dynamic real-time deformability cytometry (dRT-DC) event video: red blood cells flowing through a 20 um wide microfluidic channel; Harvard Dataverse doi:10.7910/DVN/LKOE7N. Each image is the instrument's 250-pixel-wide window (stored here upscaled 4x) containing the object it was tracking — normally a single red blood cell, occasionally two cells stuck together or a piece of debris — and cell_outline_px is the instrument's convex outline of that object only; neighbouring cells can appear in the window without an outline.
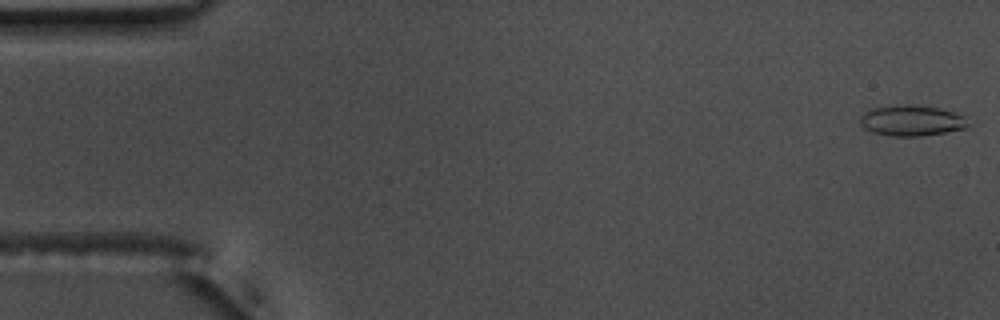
{"species": "common noctule bat (a hibernating species)", "species_latin": "Nyctalus noctula", "temperature_condition": "warm", "stored_images_in_passage": 55, "camera_frame_rate_fps": 3000, "um_per_image_px": 0.085, "animal": {"sex": "male", "body_mass_g": 17.5, "forearm_length_mm": 52.3}, "frame": {"image": 1, "passage_image": 1, "time_ms": 0.0, "image_size_px": [1000, 320], "cell_outline_px": [[968, 128], [920, 136], [892, 136], [872, 132], [864, 128], [860, 124], [860, 116], [864, 112], [872, 108], [904, 104], [912, 104], [936, 108], [952, 112], [964, 116], [968, 124]], "centroid_in_image_um": [77.45, 10.25], "position_along_channel_um": 7.6, "area_um2": 19.19}}
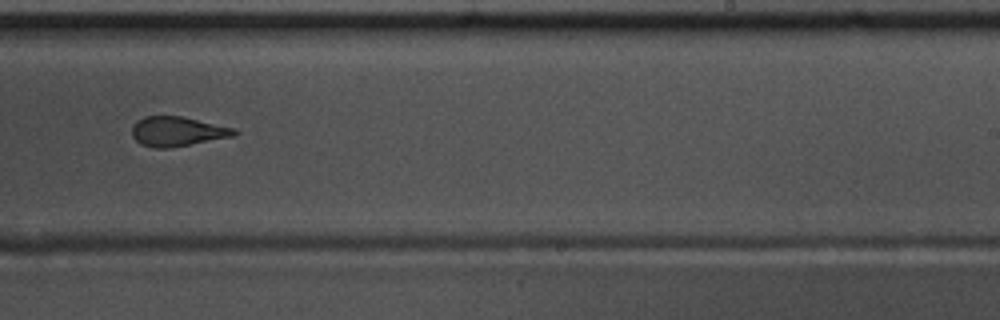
{"frame": {"image": 2, "passage_image": 34, "time_ms": 11.0, "image_size_px": [1000, 320], "cell_outline_px": [[240, 132], [236, 136], [168, 148], [156, 148], [140, 144], [132, 136], [132, 128], [136, 120], [144, 116], [180, 116], [236, 128]], "centroid_in_image_um": [15.1, 11.17], "position_along_channel_um": 273.9, "area_um2": 17.74}}
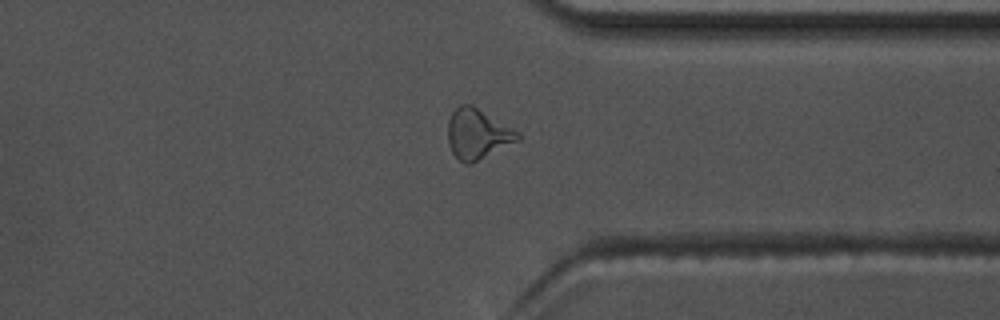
{"frame": {"image": 3, "passage_image": 42, "time_ms": 13.667, "image_size_px": [1000, 320], "cell_outline_px": [[520, 140], [472, 164], [464, 164], [452, 152], [448, 144], [448, 120], [452, 112], [460, 104], [472, 104], [520, 132]], "centroid_in_image_um": [40.6, 11.39], "position_along_channel_um": 370.8, "area_um2": 20.63}, "authors_computed_cell_mechanics": {"area_um2": 18.6116, "velocity_mm_per_s": 3.7181, "shape_relaxation_time_tau1_ms": null, "shape_relaxation_time_tau2_ms": 1.6499, "deformation_change_tau1": null, "deformation_change_tau2": 0.0917}}